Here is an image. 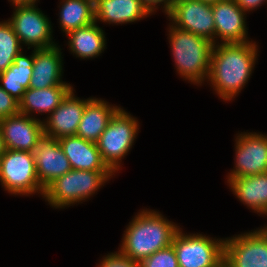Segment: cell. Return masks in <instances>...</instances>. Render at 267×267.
Segmentation results:
<instances>
[{
    "label": "cell",
    "mask_w": 267,
    "mask_h": 267,
    "mask_svg": "<svg viewBox=\"0 0 267 267\" xmlns=\"http://www.w3.org/2000/svg\"><path fill=\"white\" fill-rule=\"evenodd\" d=\"M258 42L214 44L207 83L224 102H232L246 86L258 62Z\"/></svg>",
    "instance_id": "6da1fadb"
},
{
    "label": "cell",
    "mask_w": 267,
    "mask_h": 267,
    "mask_svg": "<svg viewBox=\"0 0 267 267\" xmlns=\"http://www.w3.org/2000/svg\"><path fill=\"white\" fill-rule=\"evenodd\" d=\"M164 216L159 210L140 209L127 224L118 250L140 263L156 251L172 245L181 227Z\"/></svg>",
    "instance_id": "7a4b0ae2"
},
{
    "label": "cell",
    "mask_w": 267,
    "mask_h": 267,
    "mask_svg": "<svg viewBox=\"0 0 267 267\" xmlns=\"http://www.w3.org/2000/svg\"><path fill=\"white\" fill-rule=\"evenodd\" d=\"M167 32L177 74L190 84L204 85L209 75L214 44L204 37L180 30L170 22Z\"/></svg>",
    "instance_id": "3957f363"
},
{
    "label": "cell",
    "mask_w": 267,
    "mask_h": 267,
    "mask_svg": "<svg viewBox=\"0 0 267 267\" xmlns=\"http://www.w3.org/2000/svg\"><path fill=\"white\" fill-rule=\"evenodd\" d=\"M114 177L112 171L72 169L45 188L43 199L53 209H67L97 195L98 190Z\"/></svg>",
    "instance_id": "277c9868"
},
{
    "label": "cell",
    "mask_w": 267,
    "mask_h": 267,
    "mask_svg": "<svg viewBox=\"0 0 267 267\" xmlns=\"http://www.w3.org/2000/svg\"><path fill=\"white\" fill-rule=\"evenodd\" d=\"M139 124L135 116L120 106L96 142L103 162L115 175L137 139Z\"/></svg>",
    "instance_id": "5b68a950"
},
{
    "label": "cell",
    "mask_w": 267,
    "mask_h": 267,
    "mask_svg": "<svg viewBox=\"0 0 267 267\" xmlns=\"http://www.w3.org/2000/svg\"><path fill=\"white\" fill-rule=\"evenodd\" d=\"M0 183L4 191L14 196L44 195L38 181L32 152L6 149L0 157Z\"/></svg>",
    "instance_id": "8992f818"
},
{
    "label": "cell",
    "mask_w": 267,
    "mask_h": 267,
    "mask_svg": "<svg viewBox=\"0 0 267 267\" xmlns=\"http://www.w3.org/2000/svg\"><path fill=\"white\" fill-rule=\"evenodd\" d=\"M225 238H213L200 233H187L180 228L172 246L179 267H222Z\"/></svg>",
    "instance_id": "52a82bcc"
},
{
    "label": "cell",
    "mask_w": 267,
    "mask_h": 267,
    "mask_svg": "<svg viewBox=\"0 0 267 267\" xmlns=\"http://www.w3.org/2000/svg\"><path fill=\"white\" fill-rule=\"evenodd\" d=\"M37 5L14 6L11 17L7 19L22 47L28 46V50L46 49L58 45L53 40V26L49 17Z\"/></svg>",
    "instance_id": "ba28073f"
},
{
    "label": "cell",
    "mask_w": 267,
    "mask_h": 267,
    "mask_svg": "<svg viewBox=\"0 0 267 267\" xmlns=\"http://www.w3.org/2000/svg\"><path fill=\"white\" fill-rule=\"evenodd\" d=\"M225 267H267V226L225 238Z\"/></svg>",
    "instance_id": "9c48e42d"
},
{
    "label": "cell",
    "mask_w": 267,
    "mask_h": 267,
    "mask_svg": "<svg viewBox=\"0 0 267 267\" xmlns=\"http://www.w3.org/2000/svg\"><path fill=\"white\" fill-rule=\"evenodd\" d=\"M235 135V165L226 180L267 173V134L243 131Z\"/></svg>",
    "instance_id": "30bf717a"
},
{
    "label": "cell",
    "mask_w": 267,
    "mask_h": 267,
    "mask_svg": "<svg viewBox=\"0 0 267 267\" xmlns=\"http://www.w3.org/2000/svg\"><path fill=\"white\" fill-rule=\"evenodd\" d=\"M169 22L180 30L191 32L215 44L212 5L201 0H171Z\"/></svg>",
    "instance_id": "8fae6325"
},
{
    "label": "cell",
    "mask_w": 267,
    "mask_h": 267,
    "mask_svg": "<svg viewBox=\"0 0 267 267\" xmlns=\"http://www.w3.org/2000/svg\"><path fill=\"white\" fill-rule=\"evenodd\" d=\"M212 5L215 44L249 43L246 13L235 0H223Z\"/></svg>",
    "instance_id": "7c38bea8"
},
{
    "label": "cell",
    "mask_w": 267,
    "mask_h": 267,
    "mask_svg": "<svg viewBox=\"0 0 267 267\" xmlns=\"http://www.w3.org/2000/svg\"><path fill=\"white\" fill-rule=\"evenodd\" d=\"M0 130L5 148L9 150L33 152L44 135L41 118L17 114L0 119Z\"/></svg>",
    "instance_id": "4fadbf2b"
},
{
    "label": "cell",
    "mask_w": 267,
    "mask_h": 267,
    "mask_svg": "<svg viewBox=\"0 0 267 267\" xmlns=\"http://www.w3.org/2000/svg\"><path fill=\"white\" fill-rule=\"evenodd\" d=\"M74 92L76 93L73 88L60 105L46 118H43L44 135L46 137L59 139L76 135L89 98L80 99Z\"/></svg>",
    "instance_id": "5bb4252c"
},
{
    "label": "cell",
    "mask_w": 267,
    "mask_h": 267,
    "mask_svg": "<svg viewBox=\"0 0 267 267\" xmlns=\"http://www.w3.org/2000/svg\"><path fill=\"white\" fill-rule=\"evenodd\" d=\"M32 153L38 181L44 189L56 178L72 170L58 139L43 136Z\"/></svg>",
    "instance_id": "9a60e30c"
},
{
    "label": "cell",
    "mask_w": 267,
    "mask_h": 267,
    "mask_svg": "<svg viewBox=\"0 0 267 267\" xmlns=\"http://www.w3.org/2000/svg\"><path fill=\"white\" fill-rule=\"evenodd\" d=\"M59 45L46 49H34L33 75L30 87L44 89L52 86H73L63 81V58Z\"/></svg>",
    "instance_id": "2e32d148"
},
{
    "label": "cell",
    "mask_w": 267,
    "mask_h": 267,
    "mask_svg": "<svg viewBox=\"0 0 267 267\" xmlns=\"http://www.w3.org/2000/svg\"><path fill=\"white\" fill-rule=\"evenodd\" d=\"M232 194L258 216H267V173L226 181Z\"/></svg>",
    "instance_id": "e0dca14e"
},
{
    "label": "cell",
    "mask_w": 267,
    "mask_h": 267,
    "mask_svg": "<svg viewBox=\"0 0 267 267\" xmlns=\"http://www.w3.org/2000/svg\"><path fill=\"white\" fill-rule=\"evenodd\" d=\"M152 14L139 0H98L95 3V22L123 25L143 20Z\"/></svg>",
    "instance_id": "ac0fdd59"
},
{
    "label": "cell",
    "mask_w": 267,
    "mask_h": 267,
    "mask_svg": "<svg viewBox=\"0 0 267 267\" xmlns=\"http://www.w3.org/2000/svg\"><path fill=\"white\" fill-rule=\"evenodd\" d=\"M71 168L75 170L111 171L101 158L97 144L78 136L58 139Z\"/></svg>",
    "instance_id": "d6986e66"
},
{
    "label": "cell",
    "mask_w": 267,
    "mask_h": 267,
    "mask_svg": "<svg viewBox=\"0 0 267 267\" xmlns=\"http://www.w3.org/2000/svg\"><path fill=\"white\" fill-rule=\"evenodd\" d=\"M120 107L103 98L90 97L78 125L76 136L97 142L106 129L109 120Z\"/></svg>",
    "instance_id": "ffe728a7"
},
{
    "label": "cell",
    "mask_w": 267,
    "mask_h": 267,
    "mask_svg": "<svg viewBox=\"0 0 267 267\" xmlns=\"http://www.w3.org/2000/svg\"><path fill=\"white\" fill-rule=\"evenodd\" d=\"M73 86H52L44 89L28 88L19 101L20 114L38 118V115L52 113L73 89Z\"/></svg>",
    "instance_id": "44dd1931"
},
{
    "label": "cell",
    "mask_w": 267,
    "mask_h": 267,
    "mask_svg": "<svg viewBox=\"0 0 267 267\" xmlns=\"http://www.w3.org/2000/svg\"><path fill=\"white\" fill-rule=\"evenodd\" d=\"M104 31L97 22H94L69 32L66 35L69 51L81 60L97 58L107 48Z\"/></svg>",
    "instance_id": "7402d4cb"
},
{
    "label": "cell",
    "mask_w": 267,
    "mask_h": 267,
    "mask_svg": "<svg viewBox=\"0 0 267 267\" xmlns=\"http://www.w3.org/2000/svg\"><path fill=\"white\" fill-rule=\"evenodd\" d=\"M34 50L26 55L22 50L14 59L13 64L0 73V87L16 100L20 101L30 87L33 75Z\"/></svg>",
    "instance_id": "603a6c76"
},
{
    "label": "cell",
    "mask_w": 267,
    "mask_h": 267,
    "mask_svg": "<svg viewBox=\"0 0 267 267\" xmlns=\"http://www.w3.org/2000/svg\"><path fill=\"white\" fill-rule=\"evenodd\" d=\"M58 8V23L65 35L95 22V4L89 0H60Z\"/></svg>",
    "instance_id": "cb8c5ba5"
},
{
    "label": "cell",
    "mask_w": 267,
    "mask_h": 267,
    "mask_svg": "<svg viewBox=\"0 0 267 267\" xmlns=\"http://www.w3.org/2000/svg\"><path fill=\"white\" fill-rule=\"evenodd\" d=\"M24 50L8 20L0 21V73L7 70Z\"/></svg>",
    "instance_id": "d4e9b609"
},
{
    "label": "cell",
    "mask_w": 267,
    "mask_h": 267,
    "mask_svg": "<svg viewBox=\"0 0 267 267\" xmlns=\"http://www.w3.org/2000/svg\"><path fill=\"white\" fill-rule=\"evenodd\" d=\"M139 267H179V264L175 250L170 245L141 261Z\"/></svg>",
    "instance_id": "484cf974"
},
{
    "label": "cell",
    "mask_w": 267,
    "mask_h": 267,
    "mask_svg": "<svg viewBox=\"0 0 267 267\" xmlns=\"http://www.w3.org/2000/svg\"><path fill=\"white\" fill-rule=\"evenodd\" d=\"M96 267H139V262L133 261L118 250L102 256Z\"/></svg>",
    "instance_id": "4316f807"
},
{
    "label": "cell",
    "mask_w": 267,
    "mask_h": 267,
    "mask_svg": "<svg viewBox=\"0 0 267 267\" xmlns=\"http://www.w3.org/2000/svg\"><path fill=\"white\" fill-rule=\"evenodd\" d=\"M19 113V101L0 87V119Z\"/></svg>",
    "instance_id": "83f0119b"
},
{
    "label": "cell",
    "mask_w": 267,
    "mask_h": 267,
    "mask_svg": "<svg viewBox=\"0 0 267 267\" xmlns=\"http://www.w3.org/2000/svg\"><path fill=\"white\" fill-rule=\"evenodd\" d=\"M147 10L153 15L160 7L162 12L167 15L171 7V0H139Z\"/></svg>",
    "instance_id": "f1b7e54d"
},
{
    "label": "cell",
    "mask_w": 267,
    "mask_h": 267,
    "mask_svg": "<svg viewBox=\"0 0 267 267\" xmlns=\"http://www.w3.org/2000/svg\"><path fill=\"white\" fill-rule=\"evenodd\" d=\"M235 2L246 14L253 13V10L255 11L265 3L267 4V0H235Z\"/></svg>",
    "instance_id": "f546056e"
},
{
    "label": "cell",
    "mask_w": 267,
    "mask_h": 267,
    "mask_svg": "<svg viewBox=\"0 0 267 267\" xmlns=\"http://www.w3.org/2000/svg\"><path fill=\"white\" fill-rule=\"evenodd\" d=\"M11 3V6H23V5H33L38 4L40 0H8Z\"/></svg>",
    "instance_id": "4dcf8cb0"
},
{
    "label": "cell",
    "mask_w": 267,
    "mask_h": 267,
    "mask_svg": "<svg viewBox=\"0 0 267 267\" xmlns=\"http://www.w3.org/2000/svg\"><path fill=\"white\" fill-rule=\"evenodd\" d=\"M6 148H5V144H4V140L2 137V132L0 130V157L5 153Z\"/></svg>",
    "instance_id": "1f68e13d"
},
{
    "label": "cell",
    "mask_w": 267,
    "mask_h": 267,
    "mask_svg": "<svg viewBox=\"0 0 267 267\" xmlns=\"http://www.w3.org/2000/svg\"><path fill=\"white\" fill-rule=\"evenodd\" d=\"M201 1H203V2H205V3L213 4V3H215V2L223 1V0H201Z\"/></svg>",
    "instance_id": "d6a6232c"
},
{
    "label": "cell",
    "mask_w": 267,
    "mask_h": 267,
    "mask_svg": "<svg viewBox=\"0 0 267 267\" xmlns=\"http://www.w3.org/2000/svg\"><path fill=\"white\" fill-rule=\"evenodd\" d=\"M91 2H93L94 4L98 1V0H89Z\"/></svg>",
    "instance_id": "836d02e7"
}]
</instances>
